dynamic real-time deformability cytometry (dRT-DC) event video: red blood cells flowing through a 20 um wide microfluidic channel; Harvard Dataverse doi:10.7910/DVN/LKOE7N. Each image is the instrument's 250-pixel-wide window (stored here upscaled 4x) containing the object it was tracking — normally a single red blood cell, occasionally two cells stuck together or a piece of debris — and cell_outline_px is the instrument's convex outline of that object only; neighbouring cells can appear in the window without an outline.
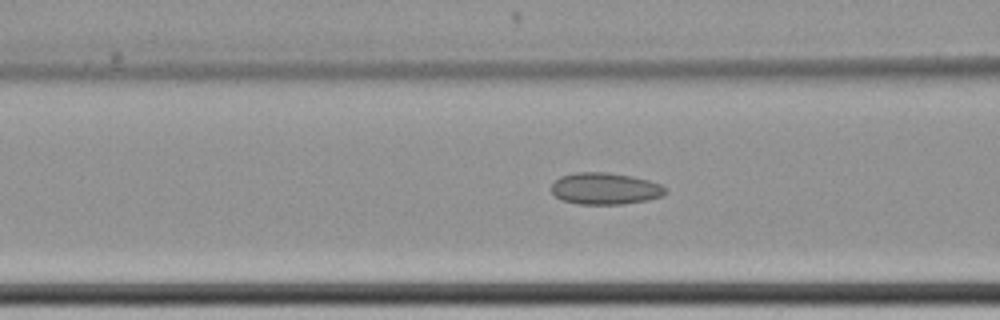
{"species": "common noctule bat (a hibernating species)", "species_latin": "Nyctalus noctula", "temperature_condition": "cold", "stored_images_in_passage": 51, "camera_frame_rate_fps": 3000, "um_per_image_px": 0.085, "animal": {"sex": "female", "body_mass_g": 22.7, "forearm_length_mm": 54.2}, "frame": {"image": 1, "passage_image": 21, "time_ms": 6.667, "image_size_px": [1000, 320], "cell_outline_px": [[668, 192], [664, 196], [648, 200], [624, 204], [576, 204], [564, 200], [556, 196], [552, 192], [552, 184], [560, 176], [576, 172], [608, 172], [632, 176], [648, 180], [660, 184], [668, 188]], "centroid_in_image_um": [51.49, 16.03], "position_along_channel_um": 115.1, "area_um2": 21.27}}
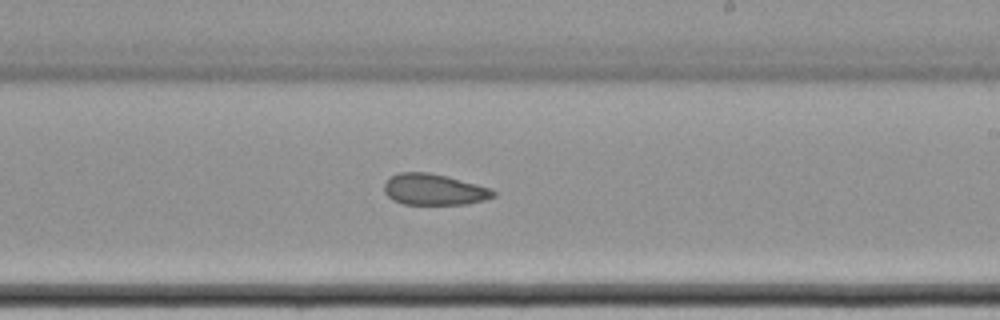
{"frame": {"image": 2, "passage_image": 33, "time_ms": 10.667, "image_size_px": [1000, 320], "cell_outline_px": [[496, 196], [484, 200], [468, 204], [404, 204], [392, 200], [384, 192], [384, 184], [392, 176], [400, 172], [428, 172], [448, 176], [492, 188], [496, 192]], "centroid_in_image_um": [36.92, 16.11], "position_along_channel_um": 252.1, "area_um2": 19.94}}
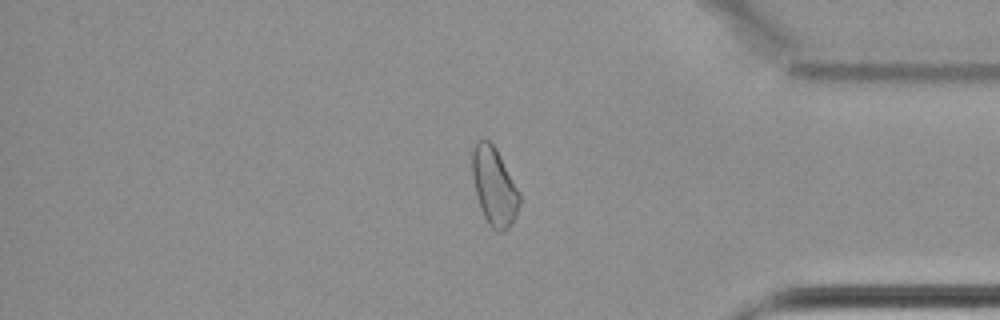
{"frame": {"image": 3, "passage_image": 47, "time_ms": 15.333, "image_size_px": [1000, 320], "cell_outline_px": [[520, 204], [516, 216], [508, 228], [504, 232], [496, 232], [492, 228], [484, 216], [480, 208], [476, 196], [472, 176], [472, 148], [476, 140], [488, 140], [496, 148], [520, 192]], "centroid_in_image_um": [42.0, 15.85], "position_along_channel_um": 393.2, "area_um2": 21.68}, "authors_computed_cell_mechanics": {"area_um2": 21.097, "velocity_mm_per_s": 3.4245, "shape_relaxation_time_tau1_ms": null, "shape_relaxation_time_tau2_ms": 2.5046, "deformation_change_tau1": null, "deformation_change_tau2": 0.0886}}